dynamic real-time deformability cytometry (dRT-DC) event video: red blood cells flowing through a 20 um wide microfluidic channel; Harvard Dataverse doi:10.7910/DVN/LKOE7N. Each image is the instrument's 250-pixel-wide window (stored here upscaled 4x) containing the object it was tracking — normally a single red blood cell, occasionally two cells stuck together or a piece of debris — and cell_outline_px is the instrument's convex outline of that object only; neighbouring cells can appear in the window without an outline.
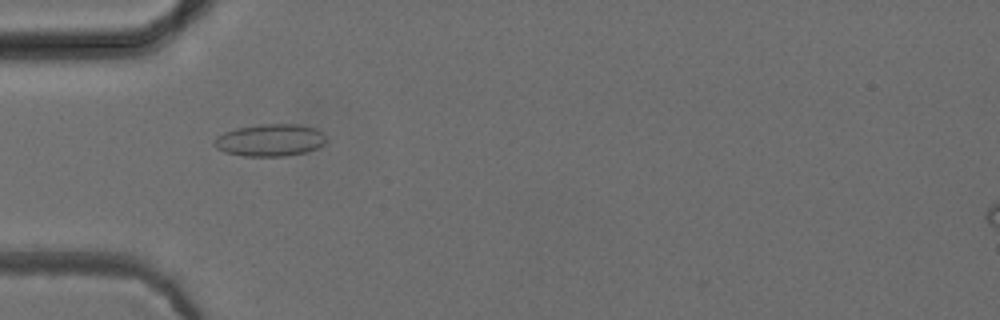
{"species": "common noctule bat (a hibernating species)", "species_latin": "Nyctalus noctula", "temperature_condition": "cold", "stored_images_in_passage": 39, "camera_frame_rate_fps": 3000, "um_per_image_px": 0.085, "animal": {"sex": "female", "body_mass_g": 24.6, "forearm_length_mm": 56.2}, "frame": {"image": 1, "passage_image": 4, "time_ms": 1.0, "image_size_px": [1000, 320], "cell_outline_px": [[324, 144], [308, 152], [288, 156], [244, 156], [224, 152], [216, 148], [212, 144], [212, 140], [216, 136], [224, 132], [236, 128], [260, 124], [300, 124], [316, 128], [324, 136]], "centroid_in_image_um": [22.91, 11.91], "position_along_channel_um": 62.1, "area_um2": 21.21}}
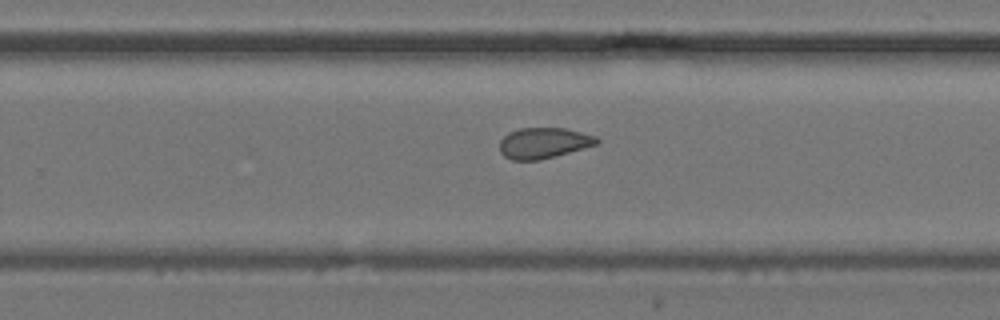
{"frame": {"image": 2, "passage_image": 21, "time_ms": 6.667, "image_size_px": [1000, 320], "cell_outline_px": [[600, 144], [556, 156], [540, 160], [512, 160], [504, 156], [500, 152], [500, 140], [508, 132], [520, 128], [564, 128], [596, 136], [600, 140]], "centroid_in_image_um": [46.23, 12.16], "position_along_channel_um": 283.6, "area_um2": 17.57}}
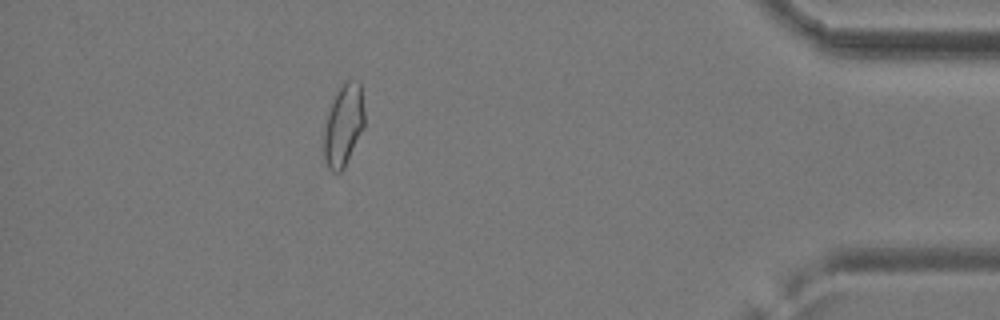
{"frame": {"image": 3, "passage_image": 34, "time_ms": 11.0, "image_size_px": [1000, 320], "cell_outline_px": [[364, 128], [344, 168], [340, 172], [332, 172], [328, 168], [324, 160], [324, 132], [328, 112], [332, 100], [344, 80], [356, 80], [360, 84], [364, 112]], "centroid_in_image_um": [29.2, 10.65], "position_along_channel_um": 406.0, "area_um2": 19.36}, "authors_computed_cell_mechanics": {"area_um2": 18.6694, "velocity_mm_per_s": 3.952, "shape_relaxation_time_tau1_ms": null, "shape_relaxation_time_tau2_ms": 2.1645, "deformation_change_tau1": null, "deformation_change_tau2": 0.0722}}